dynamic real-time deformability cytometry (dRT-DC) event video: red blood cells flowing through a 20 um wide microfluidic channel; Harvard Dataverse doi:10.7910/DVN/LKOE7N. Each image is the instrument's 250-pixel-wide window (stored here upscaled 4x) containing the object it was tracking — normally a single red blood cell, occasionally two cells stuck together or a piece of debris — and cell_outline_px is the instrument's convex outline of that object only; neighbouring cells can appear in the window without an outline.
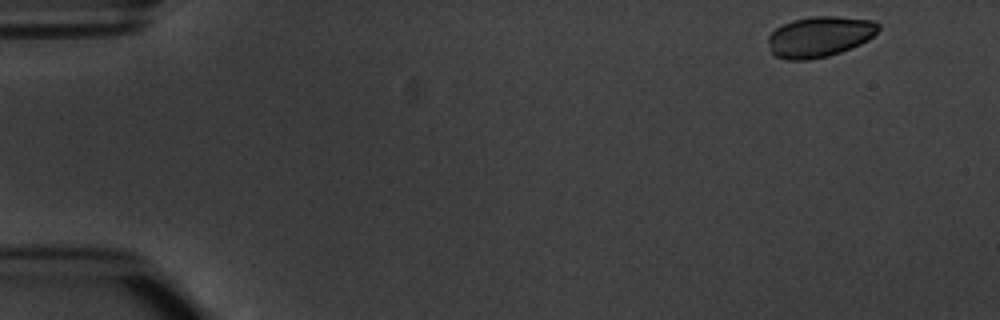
{"species": "common noctule bat (a hibernating species)", "species_latin": "Nyctalus noctula", "temperature_condition": "warm", "stored_images_in_passage": 5, "camera_frame_rate_fps": 3000, "um_per_image_px": 0.085, "animal": {"sex": "male", "body_mass_g": 20.1, "forearm_length_mm": 53.5}, "frame": {"image": 1, "passage_image": 1, "time_ms": 0.0, "image_size_px": [1000, 320], "cell_outline_px": [[880, 28], [868, 40], [852, 48], [828, 56], [808, 60], [788, 60], [776, 56], [772, 52], [768, 40], [768, 36], [776, 28], [792, 20], [812, 16], [836, 16], [876, 20], [880, 24]], "centroid_in_image_um": [69.7, 3.11], "position_along_channel_um": 15.3, "area_um2": 26.18}}